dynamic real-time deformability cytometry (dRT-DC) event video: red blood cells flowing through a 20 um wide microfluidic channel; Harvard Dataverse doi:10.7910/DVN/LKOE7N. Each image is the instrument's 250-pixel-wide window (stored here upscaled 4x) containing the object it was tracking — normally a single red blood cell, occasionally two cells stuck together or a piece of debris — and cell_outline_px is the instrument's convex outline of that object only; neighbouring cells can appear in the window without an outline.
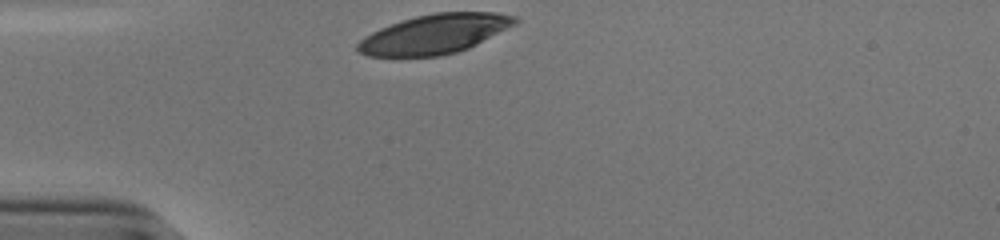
{"species": "human", "species_latin": "Homo sapiens", "temperature_condition": "cold", "stored_images_in_passage": 28, "camera_frame_rate_fps": 3000, "um_per_image_px": 0.085, "donor": {"sex": "male"}, "frame": {"image": 1, "passage_image": 1, "time_ms": 0.0, "image_size_px": [1000, 240], "cell_outline_px": [[520, 20], [516, 24], [468, 48], [456, 52], [440, 56], [368, 56], [356, 52], [356, 44], [364, 36], [380, 28], [416, 16], [436, 12], [496, 12], [516, 16]], "centroid_in_image_um": [36.93, 2.89], "position_along_channel_um": 48.1, "area_um2": 36.01}}
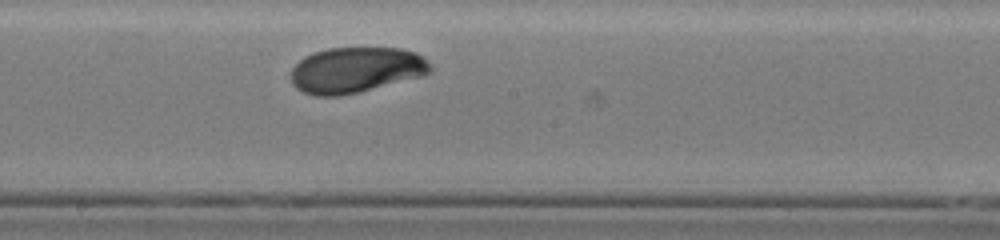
{"frame": {"image": 2, "passage_image": 16, "time_ms": 5.0, "image_size_px": [1000, 240], "cell_outline_px": [[432, 72], [420, 76], [360, 92], [340, 96], [312, 96], [296, 88], [292, 84], [292, 68], [304, 56], [312, 52], [328, 48], [400, 48], [416, 52], [432, 68]], "centroid_in_image_um": [30.21, 5.95], "position_along_channel_um": 218.0, "area_um2": 36.99}}
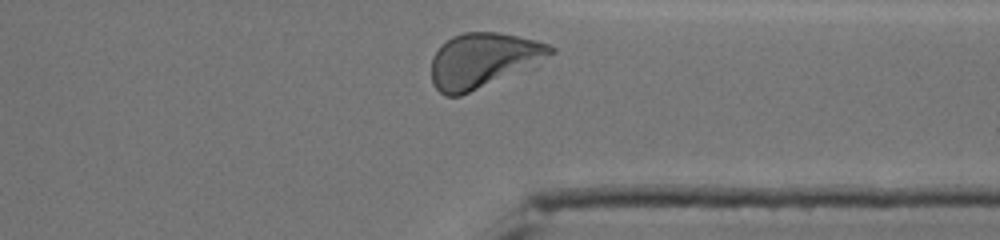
{"frame": {"image": 3, "passage_image": 28, "time_ms": 9.0, "image_size_px": [1000, 240], "cell_outline_px": [[556, 52], [536, 68], [460, 96], [444, 96], [432, 84], [432, 56], [440, 44], [452, 36], [464, 32], [496, 32], [536, 40], [548, 44], [556, 48]], "centroid_in_image_um": [41.14, 5.15], "position_along_channel_um": 370.3, "area_um2": 39.19}, "authors_computed_cell_mechanics": {"area_um2": 37.3099, "velocity_mm_per_s": 3.8087, "shape_relaxation_time_tau1_ms": 4.7894, "shape_relaxation_time_tau2_ms": null, "deformation_change_tau1": 0.1967, "deformation_change_tau2": null}}